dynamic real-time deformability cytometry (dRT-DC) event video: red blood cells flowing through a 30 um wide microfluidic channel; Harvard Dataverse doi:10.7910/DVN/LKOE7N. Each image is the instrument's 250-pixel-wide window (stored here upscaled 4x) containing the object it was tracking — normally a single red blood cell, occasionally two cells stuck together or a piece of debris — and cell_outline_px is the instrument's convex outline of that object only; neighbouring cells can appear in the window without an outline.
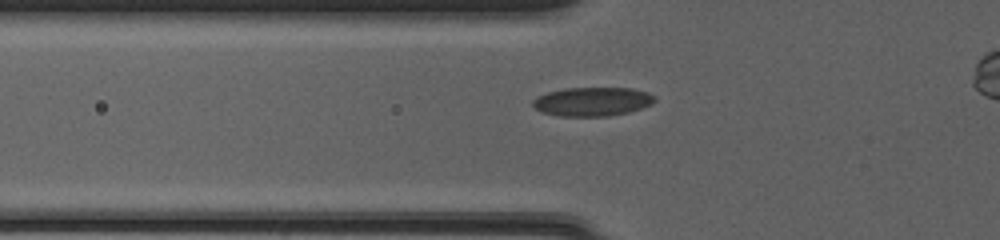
{"species": "common noctule bat (a hibernating species)", "species_latin": "Nyctalus noctula", "temperature_condition": "cold", "stored_images_in_passage": 29, "camera_frame_rate_fps": 3000, "um_per_image_px": 0.085, "animal": {"sex": "female", "body_mass_g": 20.0, "forearm_length_mm": 54.0}, "frame": {"image": 1, "passage_image": 2, "time_ms": 0.333, "image_size_px": [1000, 240], "cell_outline_px": [[656, 100], [652, 104], [628, 112], [608, 116], [560, 116], [540, 112], [532, 104], [532, 100], [536, 96], [548, 92], [564, 88], [632, 88], [648, 92], [656, 96]], "centroid_in_image_um": [50.34, 8.63], "position_along_channel_um": 75.5, "area_um2": 20.63}}
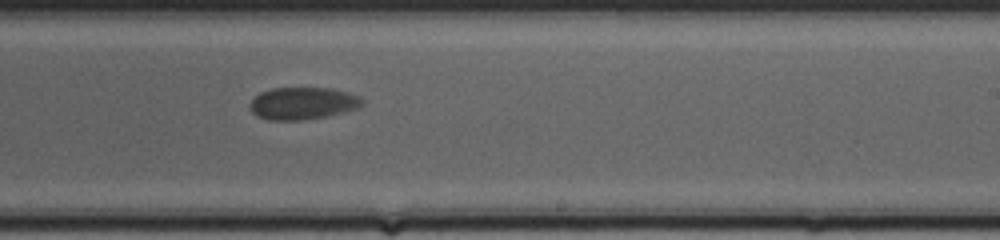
{"frame": {"image": 2, "passage_image": 16, "time_ms": 5.0, "image_size_px": [1000, 240], "cell_outline_px": [[364, 104], [360, 108], [344, 112], [308, 120], [268, 120], [256, 116], [248, 108], [248, 104], [260, 92], [268, 88], [332, 88], [348, 92], [360, 96], [364, 100]], "centroid_in_image_um": [25.74, 8.78], "position_along_channel_um": 263.3, "area_um2": 21.56}}
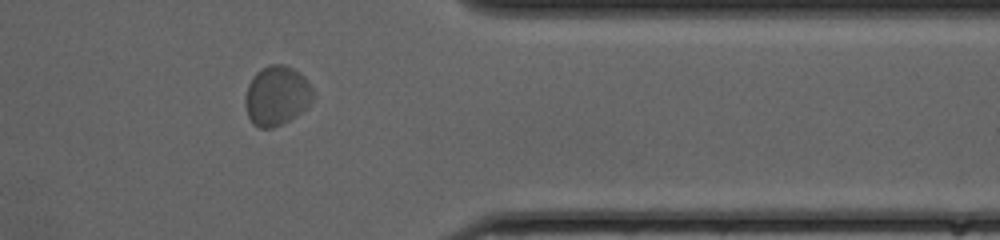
{"frame": {"image": 3, "passage_image": 26, "time_ms": 8.333, "image_size_px": [1000, 240], "cell_outline_px": [[312, 100], [296, 116], [272, 128], [260, 128], [252, 124], [248, 116], [244, 104], [244, 100], [248, 84], [252, 76], [256, 72], [268, 64], [284, 64], [292, 68], [304, 76], [312, 88]], "centroid_in_image_um": [23.48, 8.12], "position_along_channel_um": 387.9, "area_um2": 23.47}}